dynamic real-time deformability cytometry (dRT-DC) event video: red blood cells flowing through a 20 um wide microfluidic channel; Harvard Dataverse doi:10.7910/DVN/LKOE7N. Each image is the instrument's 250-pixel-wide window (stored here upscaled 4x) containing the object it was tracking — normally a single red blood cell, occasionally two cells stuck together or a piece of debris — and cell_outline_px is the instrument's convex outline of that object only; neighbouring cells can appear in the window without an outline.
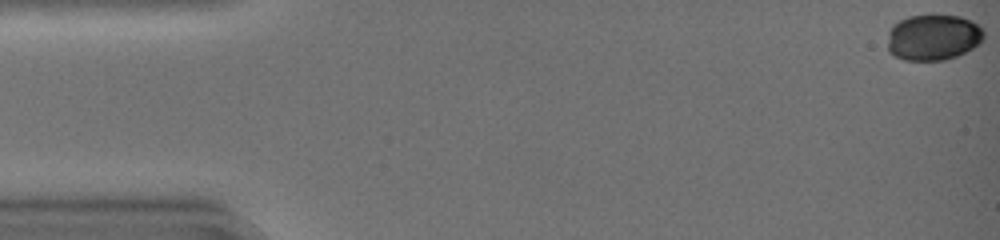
{"species": "common noctule bat (a hibernating species)", "species_latin": "Nyctalus noctula", "temperature_condition": "warm", "stored_images_in_passage": 19, "camera_frame_rate_fps": 3000, "um_per_image_px": 0.085, "animal": {"sex": "female", "body_mass_g": 19.0, "forearm_length_mm": 51.5}, "frame": {"image": 1, "passage_image": 1, "time_ms": 0.0, "image_size_px": [1000, 240], "cell_outline_px": [[984, 40], [980, 44], [956, 56], [944, 60], [904, 60], [888, 52], [888, 32], [892, 24], [908, 16], [960, 16], [976, 24], [984, 32]], "centroid_in_image_um": [79.3, 3.19], "position_along_channel_um": 5.7, "area_um2": 25.66}}
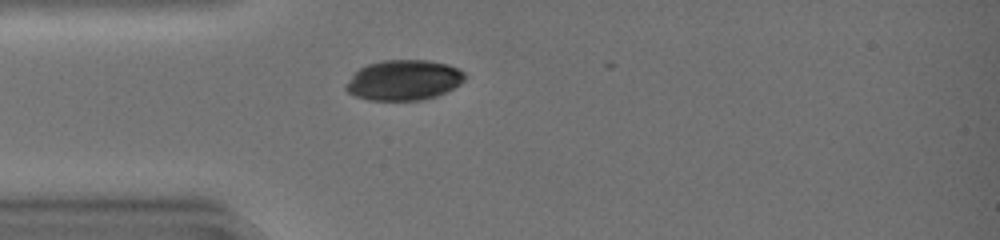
{"frame": {"image": 2, "passage_image": 14, "time_ms": 4.333, "image_size_px": [1000, 240], "cell_outline_px": [[464, 80], [460, 84], [436, 96], [420, 100], [368, 100], [356, 96], [348, 92], [344, 88], [344, 84], [360, 68], [368, 64], [380, 60], [428, 60], [448, 64], [460, 68], [464, 72]], "centroid_in_image_um": [34.31, 6.8], "position_along_channel_um": 50.7, "area_um2": 27.92}}